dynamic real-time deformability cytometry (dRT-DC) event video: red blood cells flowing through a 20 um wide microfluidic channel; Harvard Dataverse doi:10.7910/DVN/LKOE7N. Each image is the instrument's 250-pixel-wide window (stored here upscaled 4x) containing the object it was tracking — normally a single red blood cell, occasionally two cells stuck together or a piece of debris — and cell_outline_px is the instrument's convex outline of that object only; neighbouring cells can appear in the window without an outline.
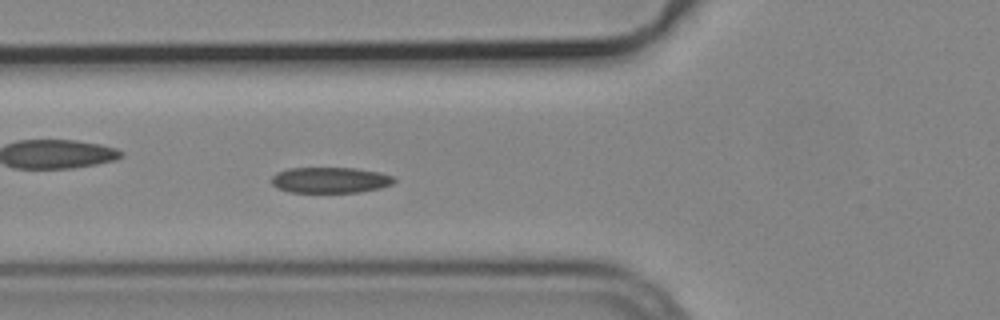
{"species": "common noctule bat (a hibernating species)", "species_latin": "Nyctalus noctula", "temperature_condition": "cold", "stored_images_in_passage": 55, "camera_frame_rate_fps": 3000, "um_per_image_px": 0.085, "animal": {"sex": "male", "body_mass_g": 19.2, "forearm_length_mm": 51.8}, "frame": {"image": 1, "passage_image": 20, "time_ms": 6.333, "image_size_px": [1000, 320], "cell_outline_px": [[396, 180], [392, 184], [380, 188], [360, 192], [288, 192], [276, 188], [272, 184], [272, 176], [276, 172], [288, 168], [356, 168], [380, 172], [392, 176]], "centroid_in_image_um": [28.05, 15.3], "position_along_channel_um": 97.8, "area_um2": 18.55}}
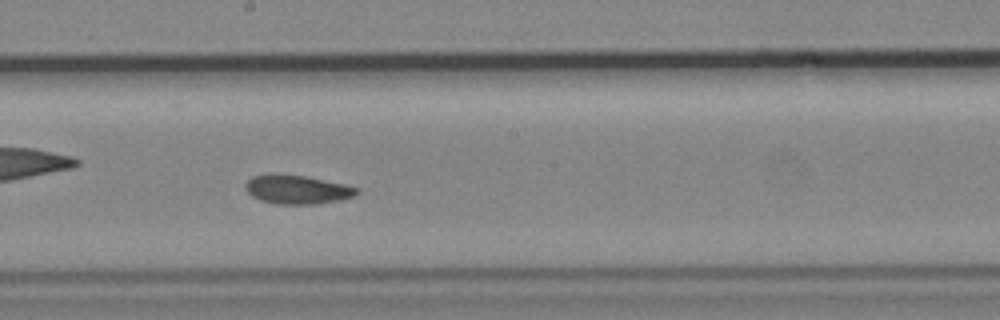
{"frame": {"image": 2, "passage_image": 30, "time_ms": 9.667, "image_size_px": [1000, 320], "cell_outline_px": [[360, 192], [356, 196], [316, 204], [276, 204], [260, 200], [252, 196], [244, 188], [244, 184], [252, 176], [268, 172], [276, 172], [304, 176], [344, 184], [360, 188]], "centroid_in_image_um": [25.21, 16.08], "position_along_channel_um": 223.0, "area_um2": 19.07}}
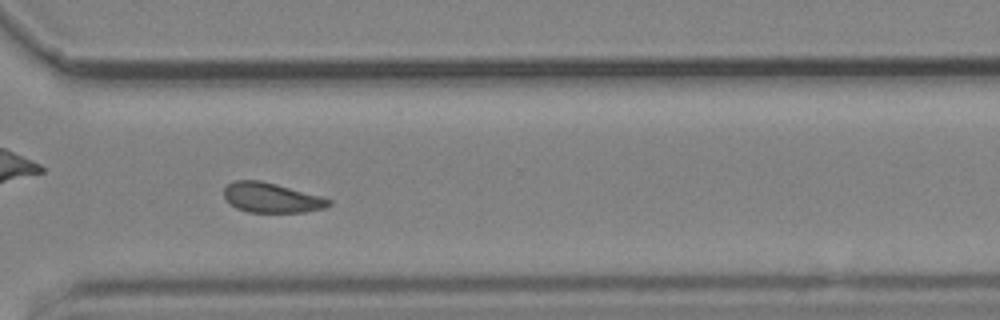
{"frame": {"image": 3, "passage_image": 40, "time_ms": 13.0, "image_size_px": [1000, 320], "cell_outline_px": [[332, 204], [324, 208], [304, 212], [248, 212], [236, 208], [224, 200], [224, 188], [232, 180], [260, 180], [276, 184], [320, 196], [332, 200]], "centroid_in_image_um": [23.04, 16.8], "position_along_channel_um": 347.6, "area_um2": 18.26}, "authors_computed_cell_mechanics": {"area_um2": 18.6694, "velocity_mm_per_s": 3.7474, "shape_relaxation_time_tau1_ms": 5.5695, "shape_relaxation_time_tau2_ms": 3.9093, "deformation_change_tau1": 0.1216, "deformation_change_tau2": 0.0931}}